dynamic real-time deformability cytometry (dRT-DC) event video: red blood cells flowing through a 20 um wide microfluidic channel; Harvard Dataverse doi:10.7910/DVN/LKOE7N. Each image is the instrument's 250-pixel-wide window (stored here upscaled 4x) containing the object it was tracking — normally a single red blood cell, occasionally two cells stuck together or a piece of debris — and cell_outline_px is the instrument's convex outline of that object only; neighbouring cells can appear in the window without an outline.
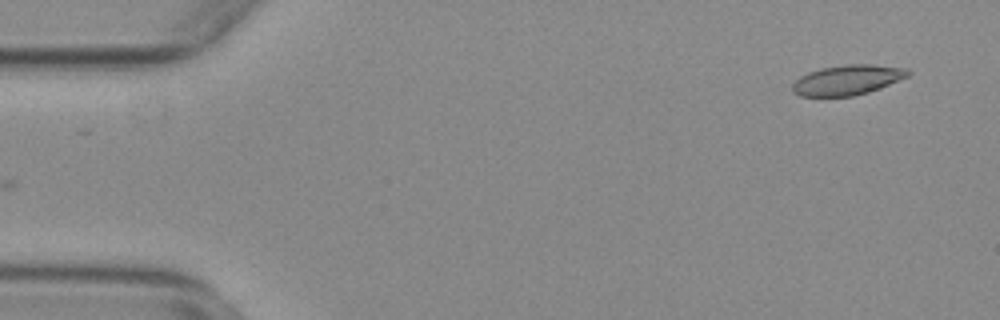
{"species": "common noctule bat (a hibernating species)", "species_latin": "Nyctalus noctula", "temperature_condition": "warm", "stored_images_in_passage": 14, "camera_frame_rate_fps": 3000, "um_per_image_px": 0.085, "animal": {"sex": "female", "body_mass_g": 29.2, "forearm_length_mm": 56.3}, "frame": {"image": 1, "passage_image": 1, "time_ms": 0.0, "image_size_px": [1000, 320], "cell_outline_px": [[912, 72], [908, 76], [880, 88], [868, 92], [852, 96], [800, 96], [792, 92], [792, 84], [800, 76], [808, 72], [820, 68], [844, 64], [872, 64], [908, 68]], "centroid_in_image_um": [72.03, 6.78], "position_along_channel_um": 13.0, "area_um2": 20.35}}